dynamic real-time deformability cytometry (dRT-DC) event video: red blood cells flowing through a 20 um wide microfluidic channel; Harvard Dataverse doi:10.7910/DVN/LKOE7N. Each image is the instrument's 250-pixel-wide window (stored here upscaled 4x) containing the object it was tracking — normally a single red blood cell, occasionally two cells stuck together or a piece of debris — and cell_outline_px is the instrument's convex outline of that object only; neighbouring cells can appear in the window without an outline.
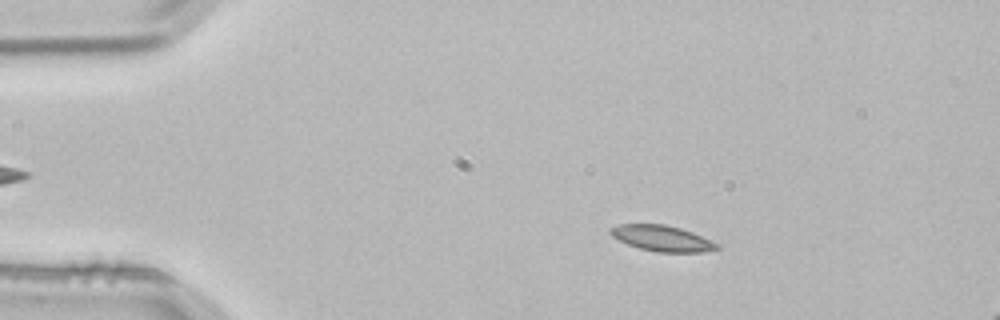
{"species": "common noctule bat (a hibernating species)", "species_latin": "Nyctalus noctula", "temperature_condition": "room temperature", "stored_images_in_passage": 3, "segment_of_instrument_passage": [1, 2], "camera_frame_rate_fps": 3000, "um_per_image_px": 0.085, "animal": {"sex": "male", "body_mass_g": 21.5, "forearm_length_mm": 52.0}, "frame": {"image": 1, "passage_image": 1, "time_ms": 0.0, "image_size_px": [1000, 320], "cell_outline_px": [[720, 248], [704, 252], [656, 252], [640, 248], [628, 244], [612, 236], [608, 232], [608, 228], [620, 224], [664, 224], [680, 228], [692, 232], [720, 244]], "centroid_in_image_um": [56.28, 20.25], "position_along_channel_um": 28.7, "area_um2": 16.01}}